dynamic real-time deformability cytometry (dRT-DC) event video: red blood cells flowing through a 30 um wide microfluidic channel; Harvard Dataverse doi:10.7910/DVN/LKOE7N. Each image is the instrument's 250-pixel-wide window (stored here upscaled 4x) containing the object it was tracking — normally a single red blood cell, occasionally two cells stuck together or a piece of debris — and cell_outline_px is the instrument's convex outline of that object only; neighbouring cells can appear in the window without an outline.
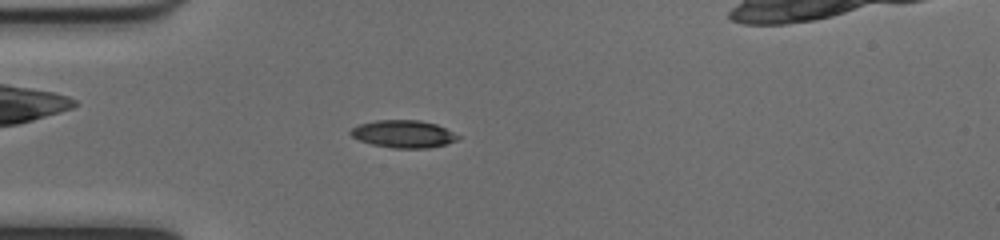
{"species": "common noctule bat (a hibernating species)", "species_latin": "Nyctalus noctula", "temperature_condition": "cold", "stored_images_in_passage": 53, "camera_frame_rate_fps": 3000, "um_per_image_px": 0.085, "animal": {"sex": "female", "body_mass_g": 17.0, "forearm_length_mm": 48.0}, "frame": {"image": 1, "passage_image": 15, "time_ms": 4.667, "image_size_px": [1000, 240], "cell_outline_px": [[460, 136], [456, 140], [444, 144], [428, 148], [392, 148], [372, 144], [360, 140], [352, 136], [348, 132], [352, 128], [360, 124], [376, 120], [420, 120], [436, 124]], "centroid_in_image_um": [34.26, 11.38], "position_along_channel_um": 50.7, "area_um2": 16.99}}
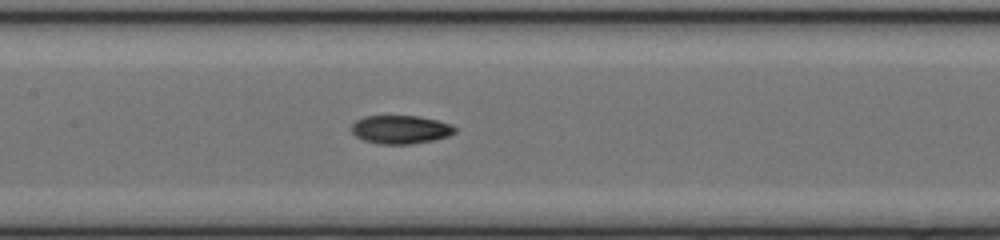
{"frame": {"image": 2, "passage_image": 25, "time_ms": 8.0, "image_size_px": [1000, 240], "cell_outline_px": [[456, 132], [448, 136], [432, 140], [412, 144], [380, 144], [364, 140], [356, 136], [352, 132], [352, 124], [356, 120], [364, 116], [420, 116], [452, 124], [456, 128]], "centroid_in_image_um": [34.06, 11.0], "position_along_channel_um": 173.3, "area_um2": 17.11}}
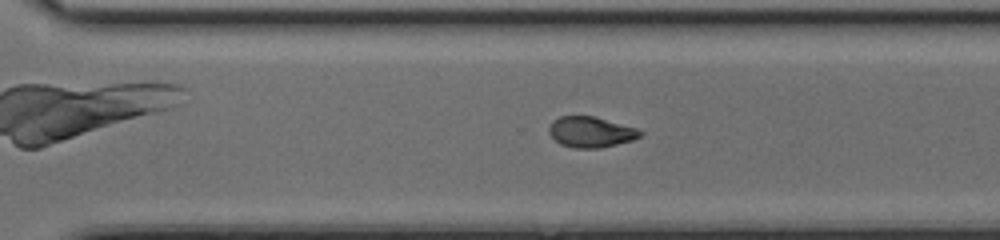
{"frame": {"image": 3, "passage_image": 36, "time_ms": 11.667, "image_size_px": [1000, 240], "cell_outline_px": [[644, 132], [640, 136], [632, 140], [600, 148], [572, 148], [560, 144], [548, 132], [548, 128], [552, 120], [560, 116], [596, 116], [636, 128]], "centroid_in_image_um": [50.2, 11.21], "position_along_channel_um": 320.4, "area_um2": 16.36}, "authors_computed_cell_mechanics": {"area_um2": 16.762, "velocity_mm_per_s": 4.0224, "shape_relaxation_time_tau1_ms": 7.6921, "shape_relaxation_time_tau2_ms": 3.6838, "deformation_change_tau1": 0.1926, "deformation_change_tau2": 0.087}}